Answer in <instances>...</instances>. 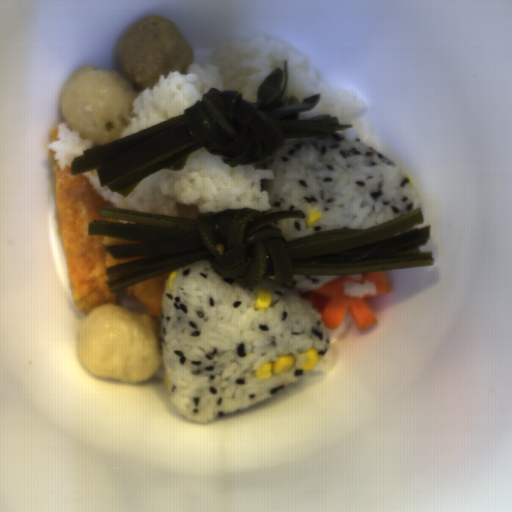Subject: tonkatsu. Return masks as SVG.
<instances>
[{"label":"tonkatsu","mask_w":512,"mask_h":512,"mask_svg":"<svg viewBox=\"0 0 512 512\" xmlns=\"http://www.w3.org/2000/svg\"><path fill=\"white\" fill-rule=\"evenodd\" d=\"M49 155L54 175L55 209L73 298L78 310L87 315L102 303L108 301L116 303V292L112 293L105 283L110 281L106 274L108 267L149 257L114 259L104 247L105 245L142 242L89 235V222L93 219L133 225L137 223L100 217V208H113V206L93 189L86 175L82 173L72 175V166L69 165L61 170L53 158L54 149H49Z\"/></svg>","instance_id":"tonkatsu-1"},{"label":"tonkatsu","mask_w":512,"mask_h":512,"mask_svg":"<svg viewBox=\"0 0 512 512\" xmlns=\"http://www.w3.org/2000/svg\"><path fill=\"white\" fill-rule=\"evenodd\" d=\"M49 133H50V137H51V143L57 141V139H58V126H56L55 124L53 126H51L50 130H49Z\"/></svg>","instance_id":"tonkatsu-3"},{"label":"tonkatsu","mask_w":512,"mask_h":512,"mask_svg":"<svg viewBox=\"0 0 512 512\" xmlns=\"http://www.w3.org/2000/svg\"><path fill=\"white\" fill-rule=\"evenodd\" d=\"M171 272L124 289L125 293L140 303L145 311L152 315L159 324L161 323L162 316V297Z\"/></svg>","instance_id":"tonkatsu-2"}]
</instances>
